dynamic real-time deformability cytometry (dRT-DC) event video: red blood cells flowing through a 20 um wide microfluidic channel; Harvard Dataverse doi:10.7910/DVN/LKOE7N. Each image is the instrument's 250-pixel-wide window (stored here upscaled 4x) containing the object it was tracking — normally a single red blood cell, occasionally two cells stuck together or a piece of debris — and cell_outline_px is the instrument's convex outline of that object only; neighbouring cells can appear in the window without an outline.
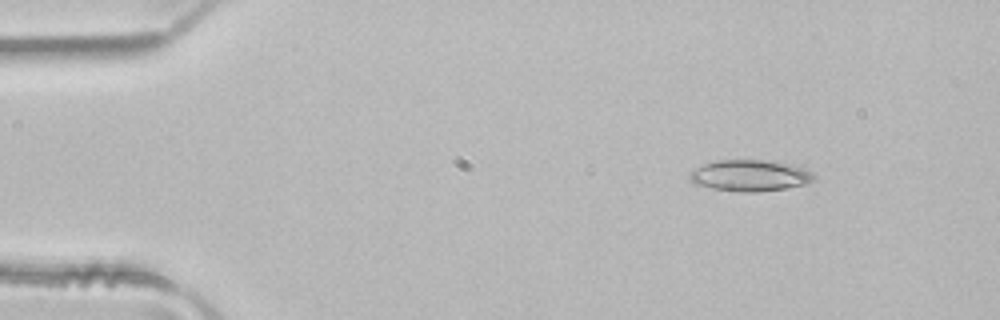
{"species": "common noctule bat (a hibernating species)", "species_latin": "Nyctalus noctula", "temperature_condition": "room temperature", "stored_images_in_passage": 3, "camera_frame_rate_fps": 3000, "um_per_image_px": 0.085, "animal": {"sex": "male", "body_mass_g": 21.5, "forearm_length_mm": 52.0}, "frame": {"image": 1, "passage_image": 1, "time_ms": 0.0, "image_size_px": [1000, 320], "cell_outline_px": [[816, 180], [804, 184], [788, 188], [756, 192], [736, 192], [712, 188], [696, 184], [688, 180], [688, 172], [712, 160], [764, 160], [792, 164], [804, 168], [812, 172], [816, 176]], "centroid_in_image_um": [63.74, 14.92], "position_along_channel_um": 21.3, "area_um2": 23.0}}